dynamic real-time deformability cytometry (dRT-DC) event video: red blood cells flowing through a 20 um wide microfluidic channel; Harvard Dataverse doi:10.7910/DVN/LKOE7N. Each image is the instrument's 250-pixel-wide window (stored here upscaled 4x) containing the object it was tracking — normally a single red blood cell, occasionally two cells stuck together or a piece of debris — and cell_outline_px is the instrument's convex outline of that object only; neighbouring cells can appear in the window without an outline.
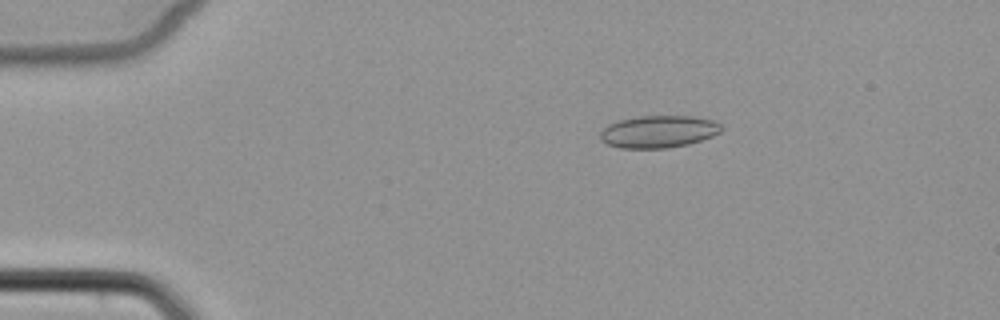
{"species": "common noctule bat (a hibernating species)", "species_latin": "Nyctalus noctula", "temperature_condition": "cold", "stored_images_in_passage": 4, "camera_frame_rate_fps": 3000, "um_per_image_px": 0.085, "animal": {"sex": "female", "body_mass_g": 22.7, "forearm_length_mm": 54.2}, "frame": {"image": 1, "passage_image": 3, "time_ms": 2.333, "image_size_px": [1000, 320], "cell_outline_px": [[724, 128], [720, 132], [712, 136], [688, 144], [664, 148], [620, 148], [608, 144], [600, 140], [600, 132], [608, 124], [620, 120], [640, 116], [692, 116], [712, 120], [720, 124]], "centroid_in_image_um": [55.97, 11.18], "position_along_channel_um": 29.0, "area_um2": 22.66}}